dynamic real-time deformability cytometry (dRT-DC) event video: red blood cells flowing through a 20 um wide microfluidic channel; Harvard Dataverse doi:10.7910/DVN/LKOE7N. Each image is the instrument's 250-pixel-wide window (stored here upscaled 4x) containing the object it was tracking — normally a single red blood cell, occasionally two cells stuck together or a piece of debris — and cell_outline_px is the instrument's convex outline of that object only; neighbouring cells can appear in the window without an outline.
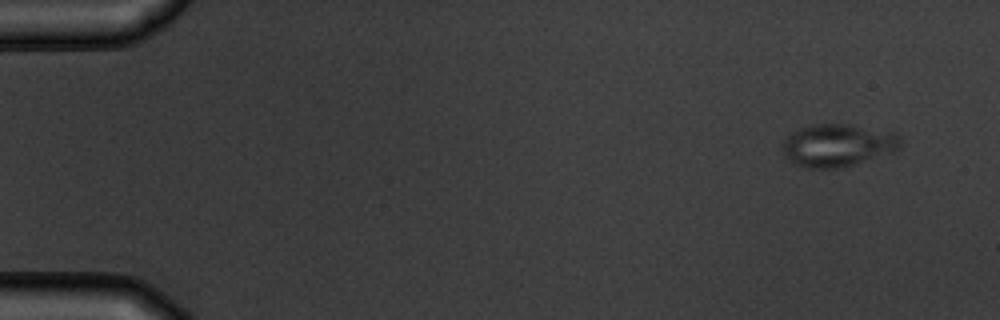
{"species": "common noctule bat (a hibernating species)", "species_latin": "Nyctalus noctula", "temperature_condition": "warm", "stored_images_in_passage": 4, "camera_frame_rate_fps": 3000, "um_per_image_px": 0.085, "animal": {"sex": "male", "body_mass_g": 19.5, "forearm_length_mm": 54.6}, "frame": {"image": 1, "passage_image": 1, "time_ms": 0.0, "image_size_px": [1000, 320], "cell_outline_px": [[900, 148], [892, 152], [844, 168], [804, 168], [784, 160], [784, 140], [792, 132], [800, 128], [812, 124], [848, 124], [892, 132], [900, 136]], "centroid_in_image_um": [71.17, 12.37], "position_along_channel_um": 13.8, "area_um2": 29.42}}